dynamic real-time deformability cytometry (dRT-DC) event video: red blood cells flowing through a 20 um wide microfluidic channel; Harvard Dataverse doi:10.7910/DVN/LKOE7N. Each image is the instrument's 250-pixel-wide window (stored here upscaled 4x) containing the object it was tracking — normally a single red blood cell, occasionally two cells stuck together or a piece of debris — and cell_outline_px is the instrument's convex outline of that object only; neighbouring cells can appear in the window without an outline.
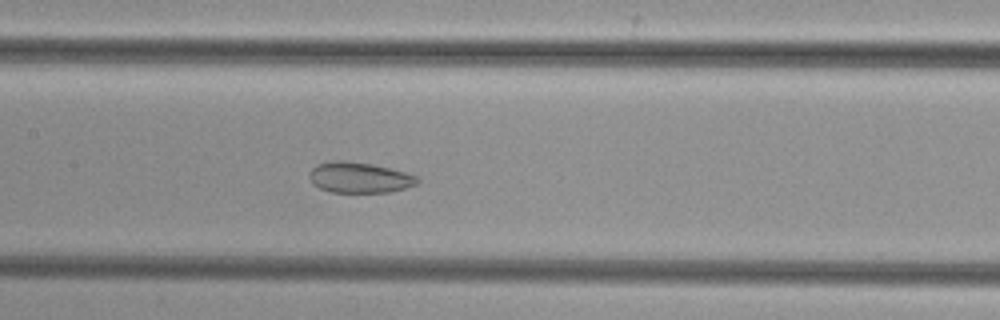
{"species": "common noctule bat (a hibernating species)", "species_latin": "Nyctalus noctula", "temperature_condition": "cold", "stored_images_in_passage": 47, "camera_frame_rate_fps": 3000, "um_per_image_px": 0.085, "animal": {"sex": "female", "body_mass_g": 29.2, "forearm_length_mm": 56.3}, "frame": {"image": 1, "passage_image": 20, "time_ms": 6.333, "image_size_px": [1000, 320], "cell_outline_px": [[420, 180], [416, 184], [404, 188], [388, 192], [328, 192], [312, 184], [308, 176], [308, 172], [316, 164], [332, 160], [344, 160], [372, 164], [408, 172], [416, 176]], "centroid_in_image_um": [30.5, 15.08], "position_along_channel_um": 176.9, "area_um2": 19.54}}
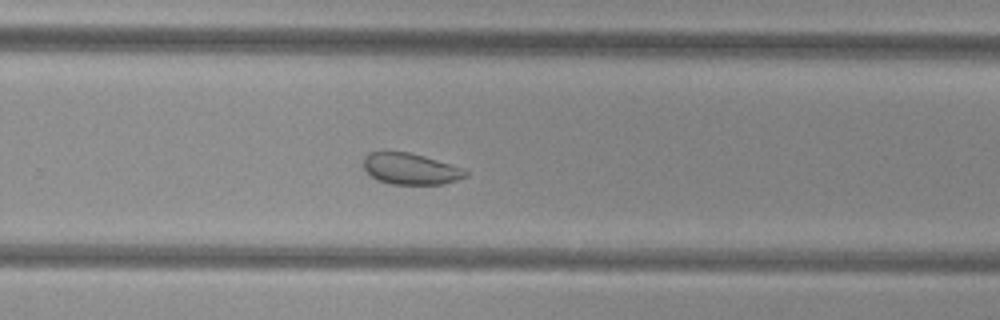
{"frame": {"image": 2, "passage_image": 29, "time_ms": 9.333, "image_size_px": [1000, 320], "cell_outline_px": [[468, 176], [444, 184], [392, 184], [376, 180], [364, 168], [364, 156], [368, 152], [408, 152], [424, 156], [464, 168], [468, 172]], "centroid_in_image_um": [34.91, 14.35], "position_along_channel_um": 294.9, "area_um2": 18.55}}
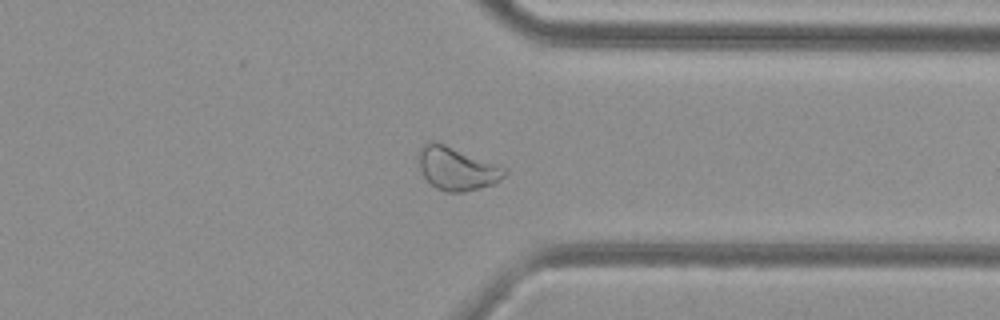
{"frame": {"image": 3, "passage_image": 35, "time_ms": 11.333, "image_size_px": [1000, 320], "cell_outline_px": [[508, 172], [504, 176], [492, 184], [480, 188], [464, 192], [444, 192], [436, 188], [424, 176], [416, 160], [420, 148], [428, 140], [436, 140], [496, 164], [504, 168]], "centroid_in_image_um": [38.77, 14.3], "position_along_channel_um": 372.6, "area_um2": 21.68}}